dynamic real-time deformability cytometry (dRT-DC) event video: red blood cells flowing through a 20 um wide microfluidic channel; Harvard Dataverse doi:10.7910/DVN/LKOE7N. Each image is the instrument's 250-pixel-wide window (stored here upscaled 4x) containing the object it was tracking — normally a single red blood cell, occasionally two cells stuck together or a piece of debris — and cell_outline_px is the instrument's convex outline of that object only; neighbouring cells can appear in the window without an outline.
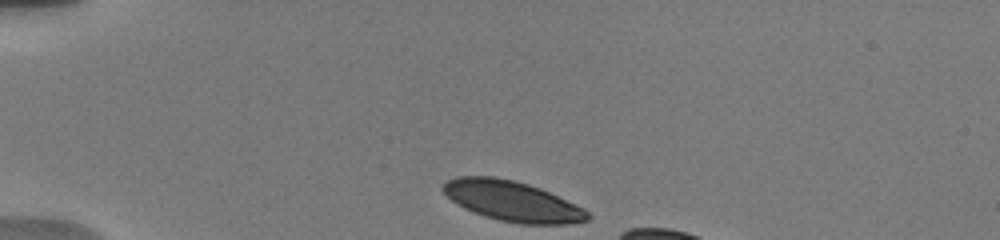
{"species": "human", "species_latin": "Homo sapiens", "temperature_condition": "warm", "stored_images_in_passage": 8, "camera_frame_rate_fps": 3000, "um_per_image_px": 0.085, "donor": {"sex": "male"}, "frame": {"image": 1, "passage_image": 1, "time_ms": 0.0, "image_size_px": [1000, 240], "cell_outline_px": [[592, 216], [588, 220], [572, 224], [520, 224], [500, 220], [484, 216], [464, 208], [452, 200], [440, 188], [444, 180], [456, 176], [496, 176], [516, 180], [540, 188], [584, 208]], "centroid_in_image_um": [43.53, 17.08], "position_along_channel_um": 41.5, "area_um2": 34.1}}
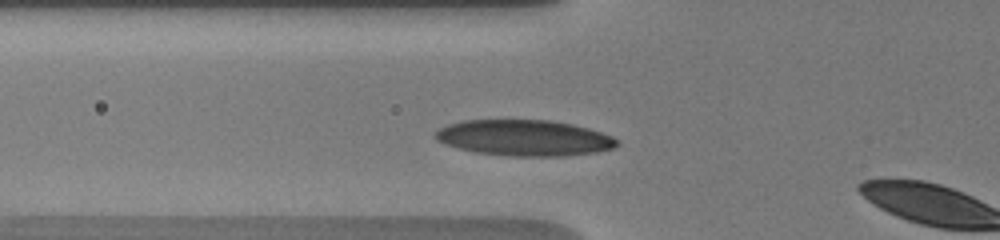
{"frame": {"image": 2, "passage_image": 7, "time_ms": 2.333, "image_size_px": [1000, 240], "cell_outline_px": [[620, 144], [616, 148], [596, 152], [564, 156], [508, 156], [472, 152], [444, 144], [436, 140], [436, 132], [440, 128], [448, 124], [464, 120], [548, 120], [572, 124], [588, 128], [612, 136]], "centroid_in_image_um": [44.57, 11.73], "position_along_channel_um": 81.2, "area_um2": 38.15}}